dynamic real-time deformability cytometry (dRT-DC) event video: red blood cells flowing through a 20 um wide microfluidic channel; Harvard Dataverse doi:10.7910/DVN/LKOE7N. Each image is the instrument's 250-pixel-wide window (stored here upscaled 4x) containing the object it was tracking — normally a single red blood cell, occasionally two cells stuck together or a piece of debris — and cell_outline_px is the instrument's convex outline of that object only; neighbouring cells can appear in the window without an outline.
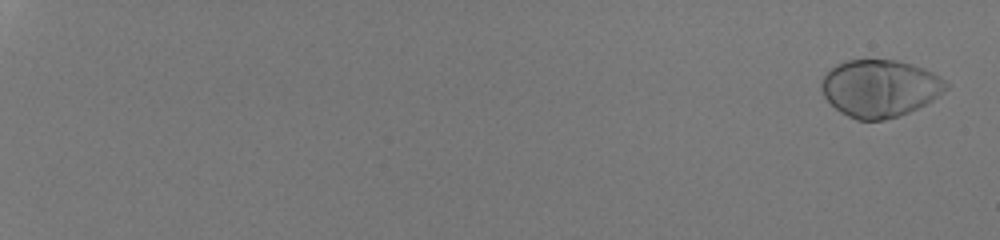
{"species": "human", "species_latin": "Homo sapiens", "temperature_condition": "room temperature", "stored_images_in_passage": 22, "camera_frame_rate_fps": 3000, "um_per_image_px": 0.085, "donor": {"sex": "male"}, "frame": {"image": 1, "passage_image": 2, "time_ms": 0.333, "image_size_px": [1000, 240], "cell_outline_px": [[948, 88], [932, 100], [908, 112], [884, 120], [856, 120], [840, 112], [824, 96], [820, 88], [820, 84], [824, 76], [836, 64], [848, 60], [896, 60], [912, 64], [924, 68], [940, 76], [948, 84]], "centroid_in_image_um": [74.78, 7.5], "position_along_channel_um": 10.2, "area_um2": 41.33}}
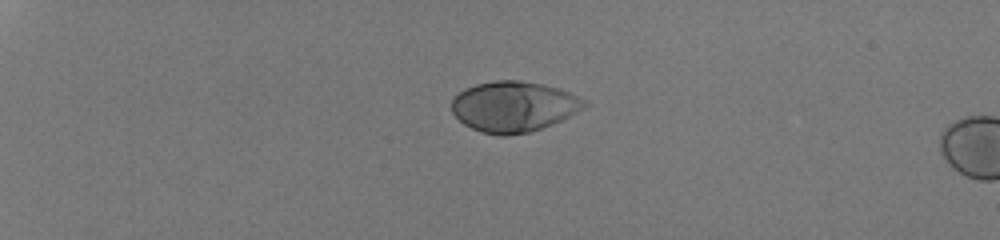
{"frame": {"image": 2, "passage_image": 17, "time_ms": 5.333, "image_size_px": [1000, 240], "cell_outline_px": [[588, 104], [576, 112], [552, 124], [528, 132], [508, 136], [496, 136], [480, 132], [464, 124], [452, 112], [452, 100], [464, 88], [476, 84], [496, 80], [520, 80], [560, 88], [588, 100]], "centroid_in_image_um": [43.66, 9.06], "position_along_channel_um": 41.3, "area_um2": 39.07}}